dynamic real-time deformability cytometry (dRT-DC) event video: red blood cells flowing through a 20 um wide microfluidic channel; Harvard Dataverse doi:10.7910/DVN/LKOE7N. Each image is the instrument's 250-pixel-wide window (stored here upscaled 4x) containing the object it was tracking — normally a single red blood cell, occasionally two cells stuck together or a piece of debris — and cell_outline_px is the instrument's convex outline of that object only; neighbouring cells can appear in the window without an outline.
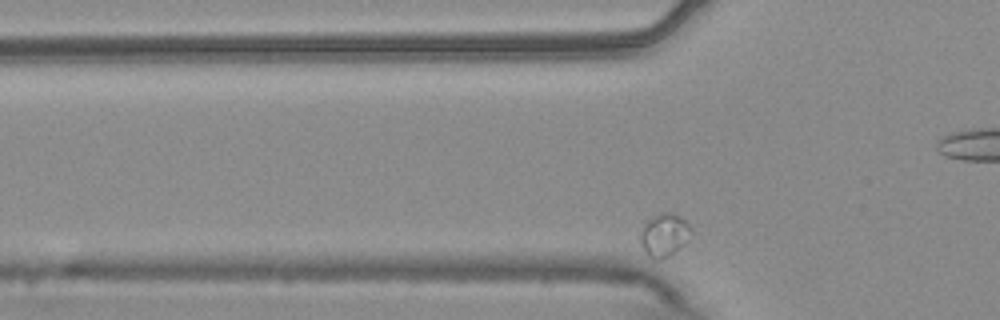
{"species": "common noctule bat (a hibernating species)", "species_latin": "Nyctalus noctula", "temperature_condition": "warm", "stored_images_in_passage": 55, "camera_frame_rate_fps": 3000, "um_per_image_px": 0.085, "animal": {"sex": "male", "body_mass_g": 20.4}, "frame": {"image": 1, "passage_image": 13, "time_ms": 4.0, "image_size_px": [1000, 320], "cell_outline_px": [[692, 232], [684, 244], [680, 248], [668, 256], [660, 260], [656, 260], [648, 256], [640, 240], [640, 236], [644, 224], [648, 220], [660, 212], [672, 212], [680, 216], [688, 224]], "centroid_in_image_um": [56.47, 19.96], "position_along_channel_um": 69.3, "area_um2": 12.54}}
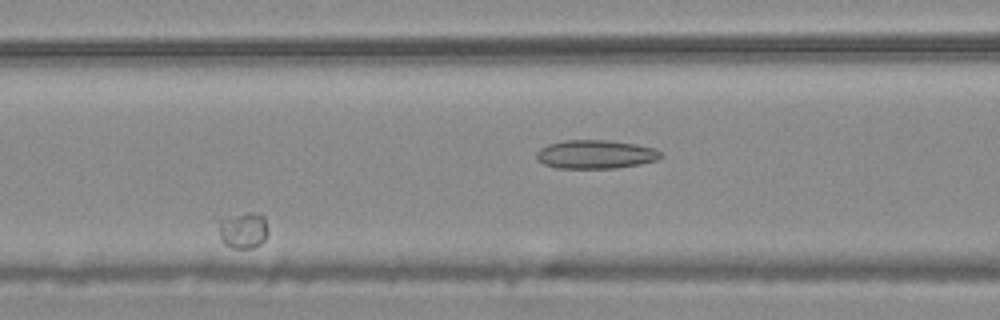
{"frame": {"image": 2, "passage_image": 21, "time_ms": 6.667, "image_size_px": [1000, 320], "cell_outline_px": [[268, 232], [264, 240], [260, 244], [252, 248], [232, 248], [224, 244], [220, 236], [212, 216], [248, 212], [260, 212], [264, 216], [268, 228]], "centroid_in_image_um": [20.56, 19.49], "position_along_channel_um": 146.0, "area_um2": 11.44}}
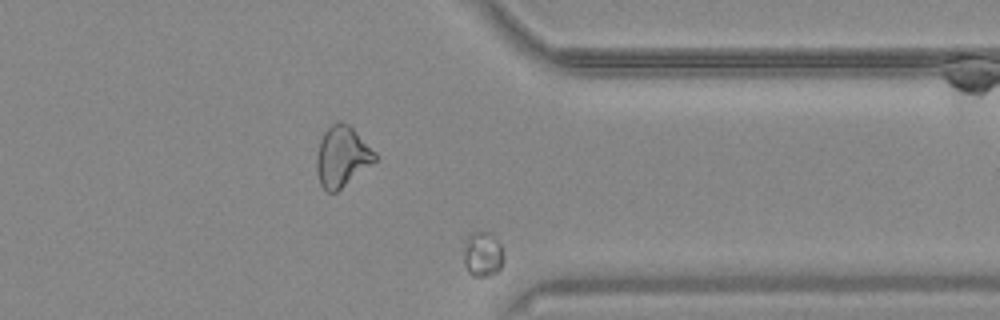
{"frame": {"image": 3, "passage_image": 43, "time_ms": 14.0, "image_size_px": [1000, 320], "cell_outline_px": [[504, 260], [500, 268], [496, 272], [488, 276], [472, 276], [468, 272], [464, 264], [464, 252], [468, 236], [472, 232], [488, 232], [500, 244]], "centroid_in_image_um": [41.02, 21.64], "position_along_channel_um": 370.4, "area_um2": 10.29}}